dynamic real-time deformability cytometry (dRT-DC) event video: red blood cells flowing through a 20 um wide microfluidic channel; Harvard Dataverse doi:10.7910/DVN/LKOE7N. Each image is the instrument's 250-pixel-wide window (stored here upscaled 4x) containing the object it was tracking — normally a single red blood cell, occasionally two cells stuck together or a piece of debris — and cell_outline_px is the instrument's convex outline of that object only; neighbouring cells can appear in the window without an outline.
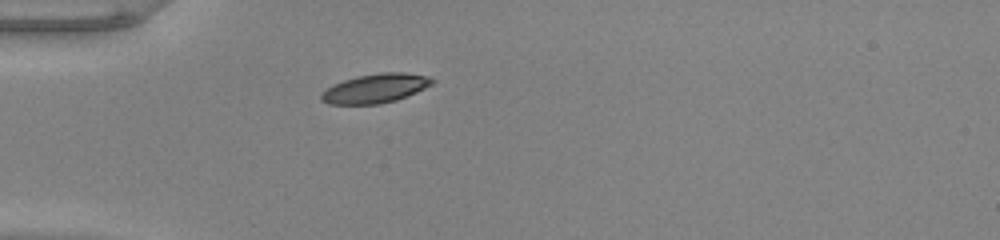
{"species": "common noctule bat (a hibernating species)", "species_latin": "Nyctalus noctula", "temperature_condition": "warm", "stored_images_in_passage": 38, "camera_frame_rate_fps": 3000, "um_per_image_px": 0.085, "animal": {"sex": "male", "body_mass_g": 20.0, "forearm_length_mm": 53.3}, "frame": {"image": 1, "passage_image": 1, "time_ms": 0.0, "image_size_px": [1000, 240], "cell_outline_px": [[436, 80], [432, 84], [416, 92], [396, 100], [380, 104], [328, 104], [320, 100], [320, 96], [332, 84], [356, 76], [380, 72], [404, 72], [428, 76]], "centroid_in_image_um": [31.91, 7.5], "position_along_channel_um": 53.1, "area_um2": 18.84}}
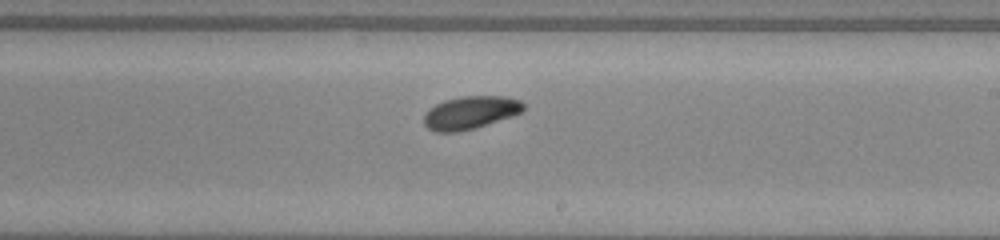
{"frame": {"image": 2, "passage_image": 17, "time_ms": 5.333, "image_size_px": [1000, 240], "cell_outline_px": [[524, 108], [520, 112], [512, 116], [472, 128], [456, 132], [436, 132], [428, 128], [424, 124], [424, 116], [428, 108], [444, 100], [460, 96], [504, 96], [520, 100], [524, 104]], "centroid_in_image_um": [39.95, 9.55], "position_along_channel_um": 249.1, "area_um2": 18.9}}
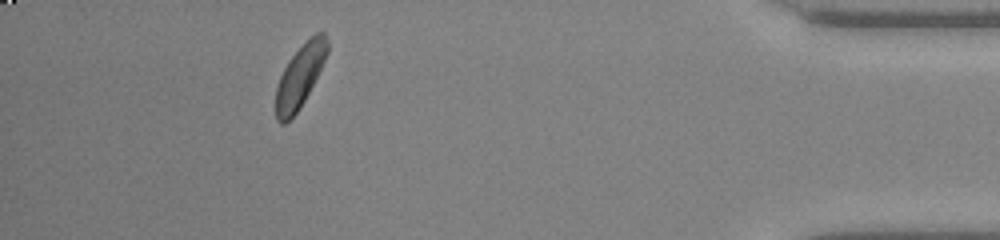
{"frame": {"image": 3, "passage_image": 33, "time_ms": 10.667, "image_size_px": [1000, 240], "cell_outline_px": [[328, 52], [304, 100], [296, 112], [284, 124], [280, 124], [276, 120], [276, 88], [280, 76], [288, 60], [316, 32], [324, 32], [328, 40]], "centroid_in_image_um": [25.47, 6.48], "position_along_channel_um": 409.7, "area_um2": 18.15}, "authors_computed_cell_mechanics": {"area_um2": 18.8717, "velocity_mm_per_s": 3.9424, "shape_relaxation_time_tau1_ms": 1.7087, "shape_relaxation_time_tau2_ms": null, "deformation_change_tau1": 0.1254, "deformation_change_tau2": null}}